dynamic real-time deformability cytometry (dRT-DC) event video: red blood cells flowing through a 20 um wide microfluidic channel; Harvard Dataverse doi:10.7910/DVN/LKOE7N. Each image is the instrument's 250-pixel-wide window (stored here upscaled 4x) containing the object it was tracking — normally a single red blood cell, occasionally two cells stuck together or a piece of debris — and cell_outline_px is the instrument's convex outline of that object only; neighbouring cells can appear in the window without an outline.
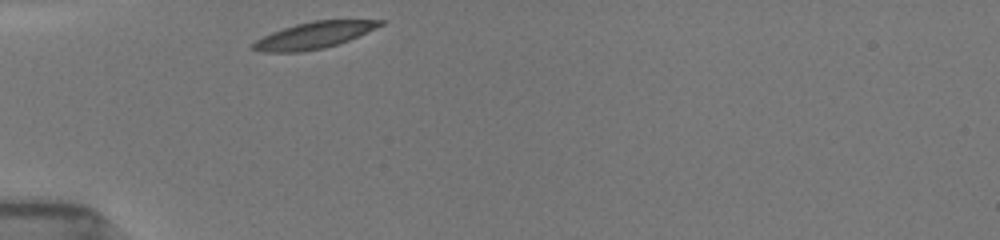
{"species": "common noctule bat (a hibernating species)", "species_latin": "Nyctalus noctula", "temperature_condition": "room temperature", "stored_images_in_passage": 12, "camera_frame_rate_fps": 3000, "um_per_image_px": 0.085, "animal": {"sex": "female", "body_mass_g": 19.5, "forearm_length_mm": 54.1}, "frame": {"image": 1, "passage_image": 1, "time_ms": 0.0, "image_size_px": [1000, 240], "cell_outline_px": [[384, 24], [376, 28], [348, 40], [324, 48], [300, 52], [260, 52], [252, 48], [252, 44], [256, 40], [272, 32], [296, 24], [312, 20], [384, 20]], "centroid_in_image_um": [26.67, 3.0], "position_along_channel_um": 58.3, "area_um2": 19.42}}
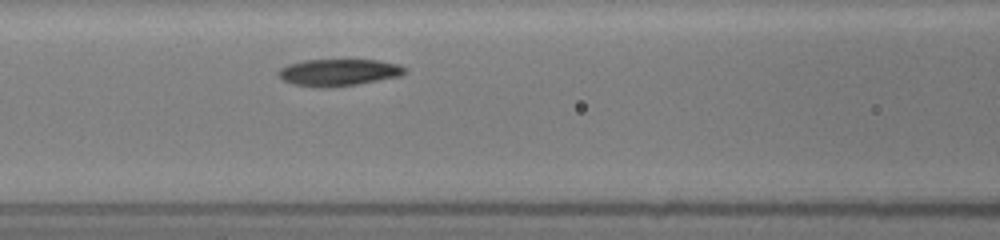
{"frame": {"image": 2, "passage_image": 7, "time_ms": 2.333, "image_size_px": [1000, 240], "cell_outline_px": [[408, 68], [400, 76], [356, 84], [332, 88], [320, 88], [292, 84], [284, 80], [276, 72], [280, 68], [288, 64], [304, 60], [376, 60], [400, 64]], "centroid_in_image_um": [28.77, 6.16], "position_along_channel_um": 137.8, "area_um2": 19.88}}
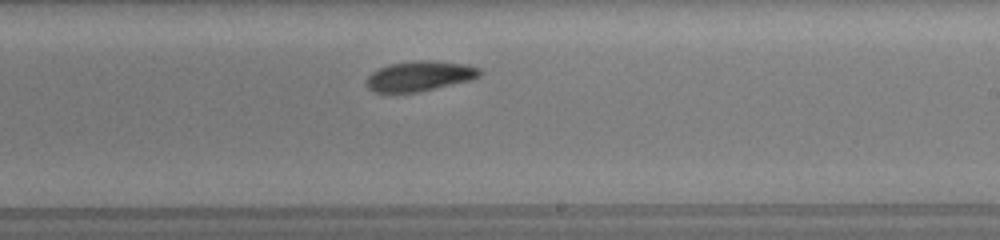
{"frame": {"image": 3, "passage_image": 12, "time_ms": 5.333, "image_size_px": [1000, 240], "cell_outline_px": [[484, 72], [480, 76], [472, 80], [416, 92], [376, 92], [368, 88], [364, 84], [364, 80], [372, 72], [388, 64], [416, 60], [424, 60], [468, 64], [480, 68]], "centroid_in_image_um": [35.68, 6.46], "position_along_channel_um": 253.3, "area_um2": 20.0}}